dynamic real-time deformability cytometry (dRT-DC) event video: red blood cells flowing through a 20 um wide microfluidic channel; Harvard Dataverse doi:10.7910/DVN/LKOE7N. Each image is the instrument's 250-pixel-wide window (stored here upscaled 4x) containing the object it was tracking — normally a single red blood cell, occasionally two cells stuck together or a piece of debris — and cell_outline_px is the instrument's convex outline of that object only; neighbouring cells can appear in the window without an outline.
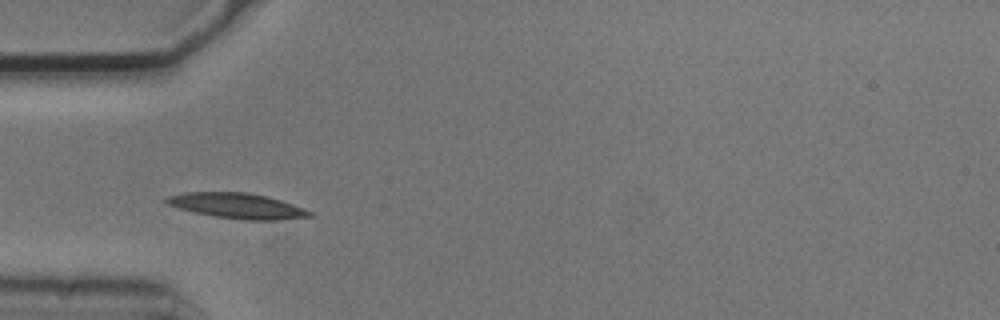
{"species": "common noctule bat (a hibernating species)", "species_latin": "Nyctalus noctula", "temperature_condition": "cold", "stored_images_in_passage": 3, "camera_frame_rate_fps": 3000, "um_per_image_px": 0.085, "animal": {"sex": "male", "body_mass_g": 20.5, "forearm_length_mm": 52.5}, "frame": {"image": 1, "passage_image": 2, "time_ms": 0.333, "image_size_px": [1000, 320], "cell_outline_px": [[312, 216], [276, 220], [244, 220], [216, 216], [196, 212], [164, 204], [164, 200], [168, 196], [184, 192], [248, 192], [268, 196], [304, 208], [312, 212]], "centroid_in_image_um": [20.15, 17.48], "position_along_channel_um": 64.8, "area_um2": 21.04}}